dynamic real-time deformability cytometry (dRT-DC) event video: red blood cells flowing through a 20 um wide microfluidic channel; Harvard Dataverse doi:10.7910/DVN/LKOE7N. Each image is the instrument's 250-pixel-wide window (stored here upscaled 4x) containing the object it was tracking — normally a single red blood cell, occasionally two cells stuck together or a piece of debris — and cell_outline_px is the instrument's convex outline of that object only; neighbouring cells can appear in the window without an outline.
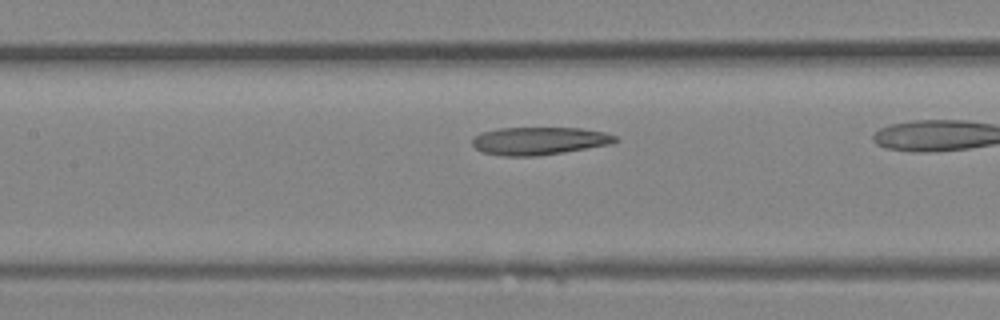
{"species": "Egyptian fruit bat (a non-hibernating species)", "species_latin": "Rousettus aegyptiacus", "temperature_condition": "room temperature", "stored_images_in_passage": 12, "camera_frame_rate_fps": 3000, "um_per_image_px": 0.085, "animal": {"sex": "female"}, "frame": {"image": 1, "passage_image": 10, "time_ms": 3.0, "image_size_px": [1000, 320], "cell_outline_px": [[620, 140], [612, 144], [564, 152], [536, 156], [500, 156], [484, 152], [476, 148], [472, 144], [472, 140], [480, 132], [496, 128], [580, 128], [604, 132], [616, 136]], "centroid_in_image_um": [45.84, 11.97], "position_along_channel_um": 161.6, "area_um2": 23.24}}